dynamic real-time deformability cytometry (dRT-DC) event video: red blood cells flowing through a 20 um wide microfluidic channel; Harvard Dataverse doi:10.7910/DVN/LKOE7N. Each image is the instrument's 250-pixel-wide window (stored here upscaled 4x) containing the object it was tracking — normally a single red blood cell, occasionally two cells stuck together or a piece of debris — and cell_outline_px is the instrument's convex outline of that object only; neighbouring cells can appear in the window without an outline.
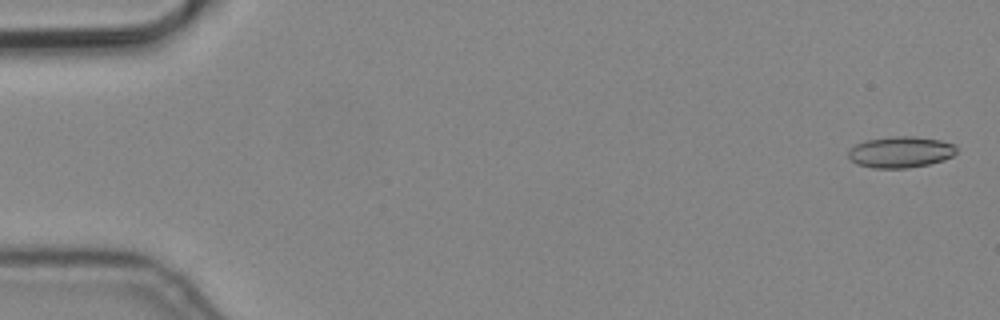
{"species": "common noctule bat (a hibernating species)", "species_latin": "Nyctalus noctula", "temperature_condition": "cold", "stored_images_in_passage": 10, "camera_frame_rate_fps": 3000, "um_per_image_px": 0.085, "animal": {"sex": "male", "body_mass_g": 19.2, "forearm_length_mm": 51.8}, "frame": {"image": 1, "passage_image": 1, "time_ms": 0.0, "image_size_px": [1000, 320], "cell_outline_px": [[956, 152], [952, 156], [944, 160], [928, 164], [908, 168], [872, 168], [856, 164], [848, 156], [848, 152], [856, 144], [864, 140], [892, 136], [912, 136], [940, 140], [956, 144]], "centroid_in_image_um": [76.55, 12.92], "position_along_channel_um": 8.4, "area_um2": 19.77}}
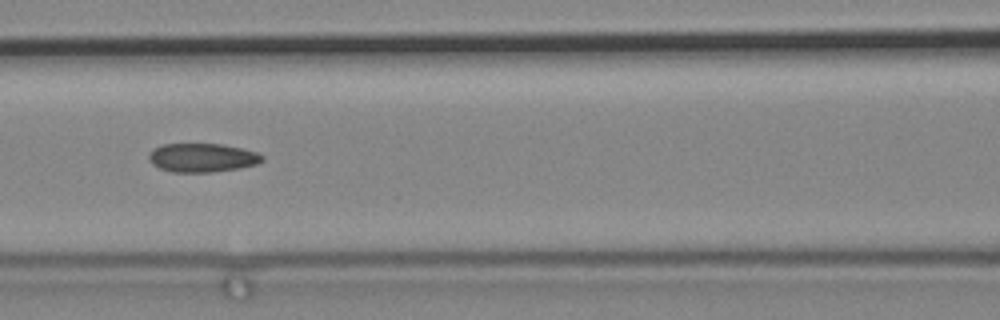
{"frame": {"image": 2, "passage_image": 7, "time_ms": 2.0, "image_size_px": [1000, 320], "cell_outline_px": [[264, 160], [256, 164], [236, 168], [212, 172], [172, 172], [160, 168], [152, 164], [148, 160], [148, 156], [160, 144], [220, 144], [240, 148], [256, 152], [264, 156]], "centroid_in_image_um": [17.17, 13.4], "position_along_channel_um": 149.4, "area_um2": 18.79}}
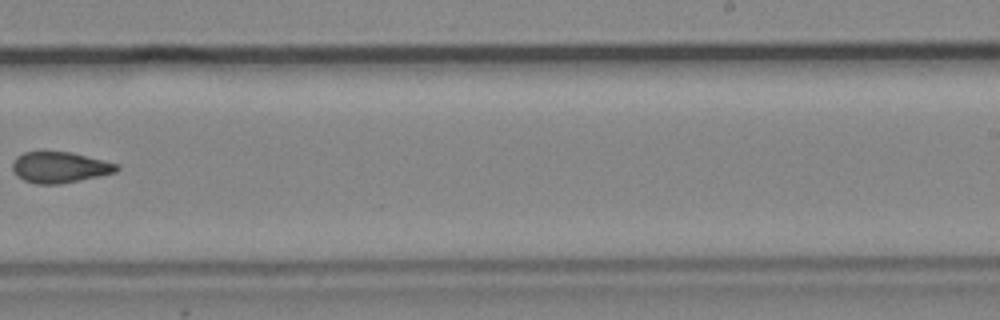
{"frame": {"image": 3, "passage_image": 10, "time_ms": 3.0, "image_size_px": [1000, 320], "cell_outline_px": [[120, 168], [116, 172], [100, 176], [60, 184], [36, 184], [24, 180], [16, 176], [12, 168], [12, 160], [16, 156], [24, 152], [72, 152], [116, 164]], "centroid_in_image_um": [5.03, 14.23], "position_along_channel_um": 284.0, "area_um2": 18.79}}